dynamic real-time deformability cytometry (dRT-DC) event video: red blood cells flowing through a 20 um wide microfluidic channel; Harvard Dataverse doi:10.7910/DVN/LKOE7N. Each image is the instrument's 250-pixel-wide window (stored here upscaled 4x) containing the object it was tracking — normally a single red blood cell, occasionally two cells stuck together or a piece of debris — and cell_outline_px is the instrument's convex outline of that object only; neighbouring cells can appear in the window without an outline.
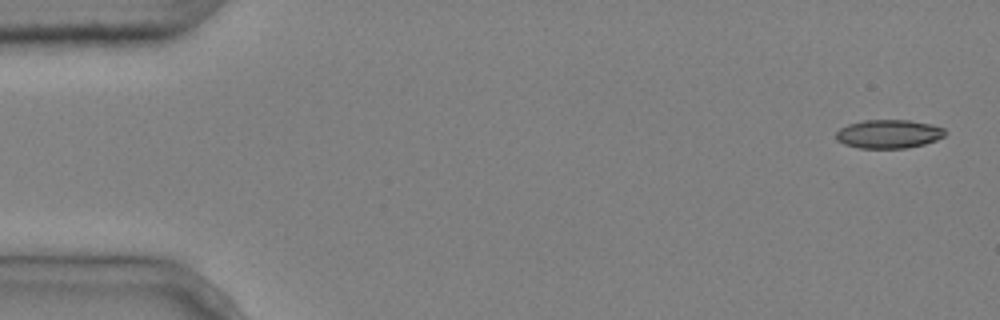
{"species": "common noctule bat (a hibernating species)", "species_latin": "Nyctalus noctula", "temperature_condition": "cold", "stored_images_in_passage": 5, "camera_frame_rate_fps": 3000, "um_per_image_px": 0.085, "animal": {"sex": "male", "body_mass_g": 20.4}, "frame": {"image": 1, "passage_image": 1, "time_ms": 0.0, "image_size_px": [1000, 320], "cell_outline_px": [[948, 132], [944, 136], [936, 140], [924, 144], [908, 148], [860, 148], [844, 144], [836, 140], [836, 132], [840, 128], [848, 124], [864, 120], [908, 120], [932, 124], [944, 128]], "centroid_in_image_um": [75.55, 11.38], "position_along_channel_um": 9.4, "area_um2": 18.32}}
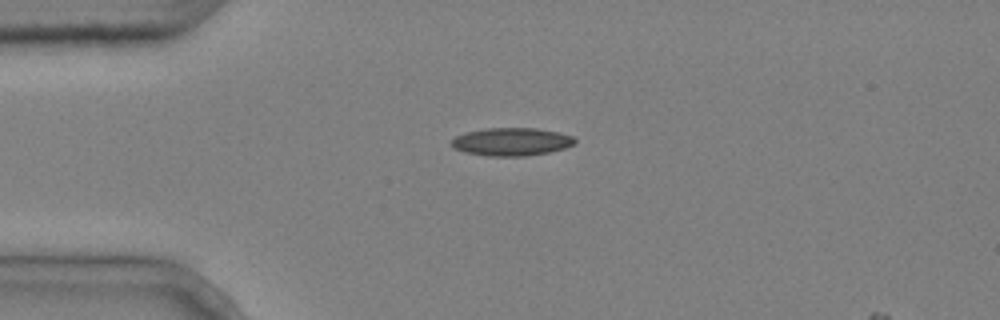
{"frame": {"image": 2, "passage_image": 4, "time_ms": 1.0, "image_size_px": [1000, 320], "cell_outline_px": [[576, 144], [564, 148], [548, 152], [524, 156], [488, 156], [464, 152], [452, 148], [448, 144], [456, 136], [464, 132], [484, 128], [536, 128], [560, 132], [572, 136], [576, 140]], "centroid_in_image_um": [43.44, 12.04], "position_along_channel_um": 41.6, "area_um2": 20.35}}